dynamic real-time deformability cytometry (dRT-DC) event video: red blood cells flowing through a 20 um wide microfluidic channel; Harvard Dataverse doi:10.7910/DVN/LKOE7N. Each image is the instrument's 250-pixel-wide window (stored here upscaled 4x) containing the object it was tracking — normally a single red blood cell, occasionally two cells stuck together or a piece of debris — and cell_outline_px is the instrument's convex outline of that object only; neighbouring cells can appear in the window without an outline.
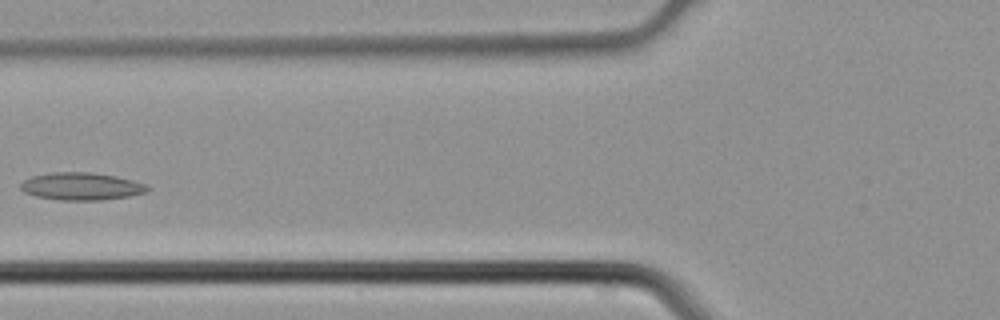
{"species": "common noctule bat (a hibernating species)", "species_latin": "Nyctalus noctula", "temperature_condition": "cold", "stored_images_in_passage": 3, "camera_frame_rate_fps": 3000, "um_per_image_px": 0.085, "animal": {"sex": "male", "body_mass_g": 21.5, "forearm_length_mm": 52.0}, "frame": {"image": 1, "passage_image": 3, "time_ms": 0.667, "image_size_px": [1000, 320], "cell_outline_px": [[152, 188], [148, 192], [128, 196], [100, 200], [60, 200], [36, 196], [24, 192], [20, 188], [20, 184], [24, 180], [32, 176], [52, 172], [92, 172], [116, 176], [132, 180], [144, 184]], "centroid_in_image_um": [6.92, 15.83], "position_along_channel_um": 118.9, "area_um2": 20.35}}